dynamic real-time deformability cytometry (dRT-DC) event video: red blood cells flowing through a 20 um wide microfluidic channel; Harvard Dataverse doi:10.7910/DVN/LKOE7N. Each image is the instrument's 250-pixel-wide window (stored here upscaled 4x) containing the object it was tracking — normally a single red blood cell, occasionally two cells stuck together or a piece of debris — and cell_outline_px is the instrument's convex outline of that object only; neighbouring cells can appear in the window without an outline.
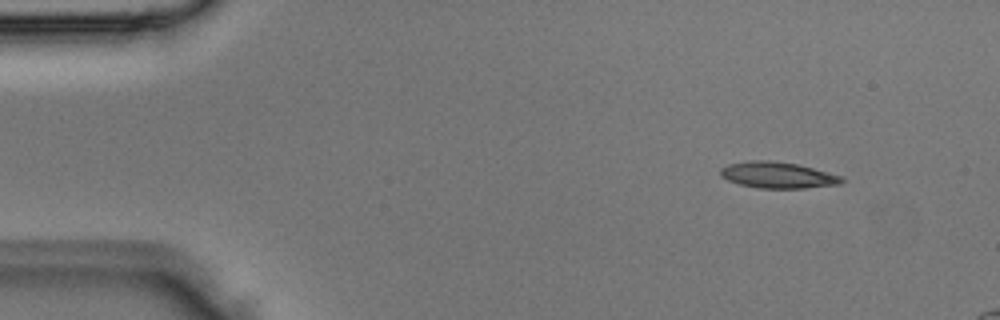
{"species": "Egyptian fruit bat (a non-hibernating species)", "species_latin": "Rousettus aegyptiacus", "temperature_condition": "room temperature", "stored_images_in_passage": 3, "camera_frame_rate_fps": 3000, "um_per_image_px": 0.085, "animal": {"sex": "male"}, "frame": {"image": 1, "passage_image": 1, "time_ms": 0.0, "image_size_px": [1000, 320], "cell_outline_px": [[844, 180], [840, 184], [804, 188], [756, 188], [740, 184], [728, 180], [720, 176], [720, 168], [728, 164], [748, 160], [772, 160], [796, 164], [844, 176]], "centroid_in_image_um": [66.09, 14.88], "position_along_channel_um": 18.9, "area_um2": 18.61}}